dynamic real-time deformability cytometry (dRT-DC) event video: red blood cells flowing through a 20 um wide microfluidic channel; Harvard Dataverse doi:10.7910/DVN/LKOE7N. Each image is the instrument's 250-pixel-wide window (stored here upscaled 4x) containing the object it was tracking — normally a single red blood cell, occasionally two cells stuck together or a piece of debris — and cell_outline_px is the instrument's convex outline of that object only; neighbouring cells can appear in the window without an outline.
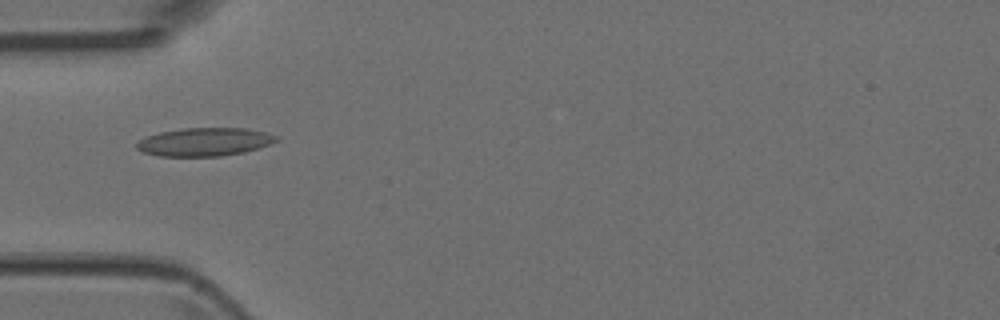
{"species": "Egyptian fruit bat (a non-hibernating species)", "species_latin": "Rousettus aegyptiacus", "temperature_condition": "room temperature", "stored_images_in_passage": 1, "camera_frame_rate_fps": 3000, "um_per_image_px": 0.085, "animal": {"sex": "female"}, "frame": {"image": 1, "passage_image": 1, "time_ms": 0.0, "image_size_px": [1000, 320], "cell_outline_px": [[280, 140], [244, 152], [220, 156], [160, 156], [144, 152], [136, 148], [136, 144], [140, 140], [148, 136], [160, 132], [184, 128], [244, 128], [264, 132], [280, 136]], "centroid_in_image_um": [17.41, 12.06], "position_along_channel_um": 67.6, "area_um2": 22.77}}